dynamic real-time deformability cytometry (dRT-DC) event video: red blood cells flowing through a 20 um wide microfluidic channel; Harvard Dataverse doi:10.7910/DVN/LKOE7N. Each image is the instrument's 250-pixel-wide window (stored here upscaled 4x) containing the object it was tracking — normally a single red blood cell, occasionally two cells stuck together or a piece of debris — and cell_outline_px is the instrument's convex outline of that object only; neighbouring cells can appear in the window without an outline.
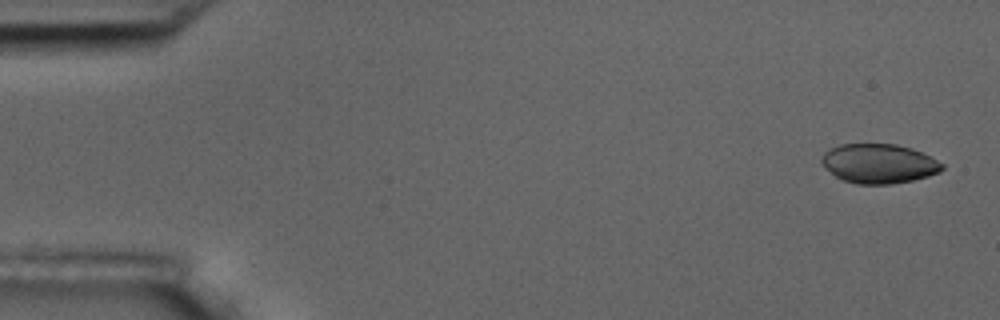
{"species": "common noctule bat (a hibernating species)", "species_latin": "Nyctalus noctula", "temperature_condition": "room temperature", "stored_images_in_passage": 5, "camera_frame_rate_fps": 3000, "um_per_image_px": 0.085, "animal": {"sex": "male", "body_mass_g": 17.5, "forearm_length_mm": 52.3}, "frame": {"image": 1, "passage_image": 1, "time_ms": 0.0, "image_size_px": [1000, 320], "cell_outline_px": [[944, 168], [940, 172], [928, 176], [912, 180], [892, 184], [856, 184], [844, 180], [836, 176], [820, 160], [824, 152], [840, 144], [896, 144], [912, 148], [944, 164]], "centroid_in_image_um": [74.73, 13.9], "position_along_channel_um": 10.3, "area_um2": 27.4}}
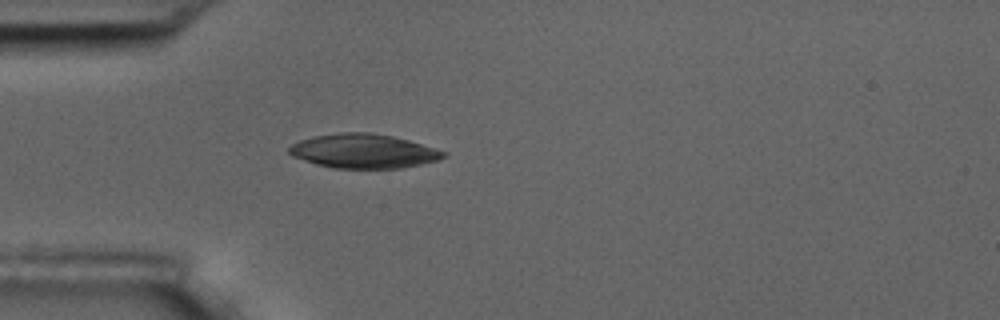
{"frame": {"image": 2, "passage_image": 5, "time_ms": 4.667, "image_size_px": [1000, 320], "cell_outline_px": [[448, 156], [436, 160], [404, 168], [332, 168], [316, 164], [292, 156], [288, 152], [288, 148], [292, 144], [300, 140], [312, 136], [340, 132], [372, 132], [392, 136], [408, 140], [448, 152]], "centroid_in_image_um": [30.89, 12.84], "position_along_channel_um": 54.1, "area_um2": 30.87}}